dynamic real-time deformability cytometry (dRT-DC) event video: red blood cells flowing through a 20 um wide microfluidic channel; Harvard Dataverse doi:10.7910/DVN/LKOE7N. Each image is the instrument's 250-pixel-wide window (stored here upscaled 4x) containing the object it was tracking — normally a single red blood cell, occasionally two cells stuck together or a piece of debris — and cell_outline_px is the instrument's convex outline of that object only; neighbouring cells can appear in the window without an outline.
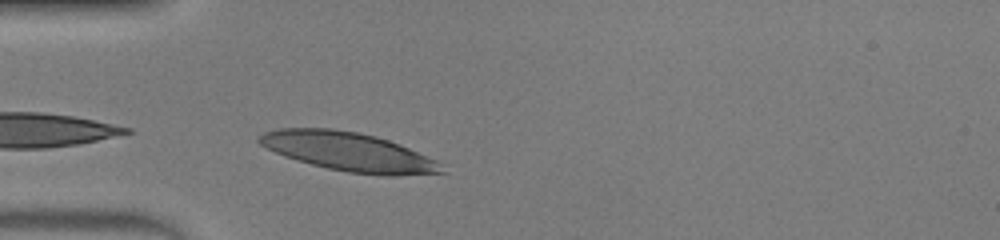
{"species": "human", "species_latin": "Homo sapiens", "temperature_condition": "warm", "stored_images_in_passage": 11, "camera_frame_rate_fps": 3000, "um_per_image_px": 0.085, "donor": {"sex": "male"}, "frame": {"image": 1, "passage_image": 1, "time_ms": 0.0, "image_size_px": [1000, 240], "cell_outline_px": [[444, 172], [396, 176], [380, 176], [348, 172], [328, 168], [312, 164], [284, 156], [260, 144], [256, 140], [256, 136], [264, 132], [280, 128], [332, 128], [356, 132], [376, 136], [400, 144], [436, 160], [444, 164]], "centroid_in_image_um": [29.64, 12.9], "position_along_channel_um": 55.4, "area_um2": 41.21}}
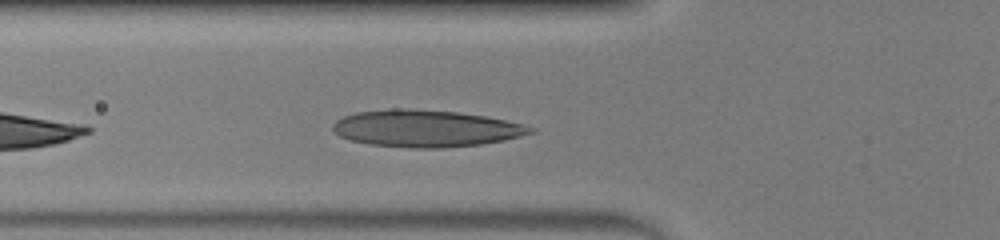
{"frame": {"image": 2, "passage_image": 4, "time_ms": 1.0, "image_size_px": [1000, 240], "cell_outline_px": [[536, 132], [504, 140], [480, 144], [444, 148], [412, 148], [372, 144], [352, 140], [340, 136], [332, 128], [332, 124], [336, 120], [344, 116], [356, 112], [392, 108], [408, 108], [456, 112], [484, 116], [524, 124], [536, 128]], "centroid_in_image_um": [36.21, 10.91], "position_along_channel_um": 89.6, "area_um2": 42.43}}
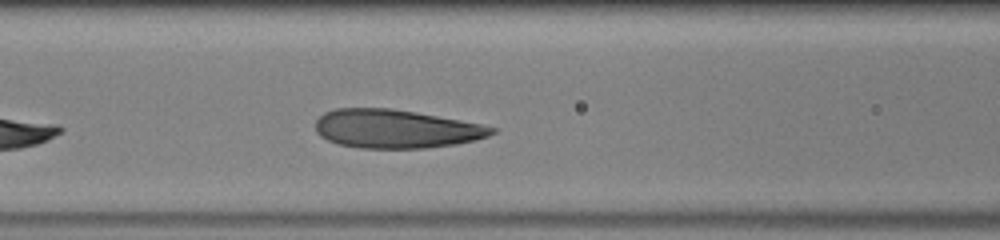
{"frame": {"image": 3, "passage_image": 7, "time_ms": 2.0, "image_size_px": [1000, 240], "cell_outline_px": [[500, 128], [496, 132], [488, 136], [476, 140], [456, 144], [428, 148], [360, 148], [340, 144], [328, 140], [320, 136], [316, 132], [316, 120], [324, 112], [336, 108], [388, 108], [416, 112], [460, 120]], "centroid_in_image_um": [33.66, 10.95], "position_along_channel_um": 132.9, "area_um2": 39.71}}